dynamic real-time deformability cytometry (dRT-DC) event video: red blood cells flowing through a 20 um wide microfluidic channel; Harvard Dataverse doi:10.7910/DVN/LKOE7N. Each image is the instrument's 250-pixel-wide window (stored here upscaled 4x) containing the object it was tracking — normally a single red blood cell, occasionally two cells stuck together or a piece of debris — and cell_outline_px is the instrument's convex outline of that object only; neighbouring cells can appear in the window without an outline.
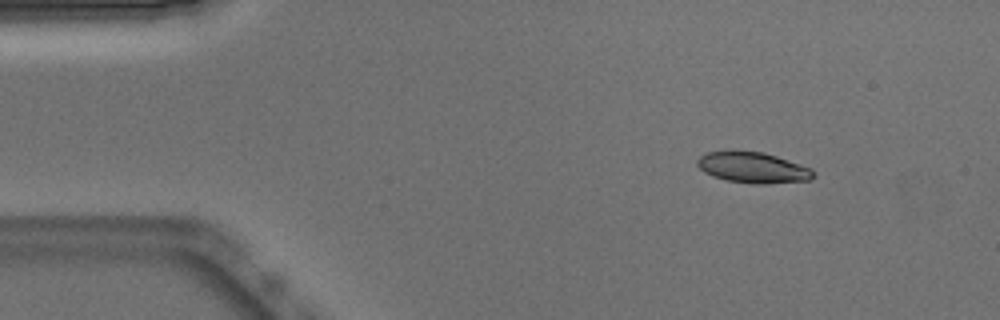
{"species": "Egyptian fruit bat (a non-hibernating species)", "species_latin": "Rousettus aegyptiacus", "temperature_condition": "warm", "stored_images_in_passage": 46, "camera_frame_rate_fps": 3000, "um_per_image_px": 0.085, "animal": {"sex": "male"}, "frame": {"image": 1, "passage_image": 1, "time_ms": 0.0, "image_size_px": [1000, 320], "cell_outline_px": [[812, 180], [764, 184], [752, 184], [728, 180], [712, 176], [704, 172], [696, 164], [696, 160], [700, 156], [708, 152], [736, 148], [764, 152], [812, 168]], "centroid_in_image_um": [63.94, 14.21], "position_along_channel_um": 21.1, "area_um2": 21.33}}
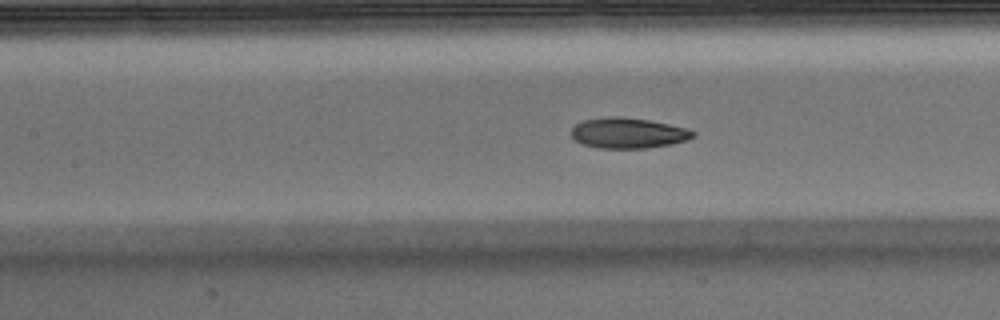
{"frame": {"image": 2, "passage_image": 17, "time_ms": 5.333, "image_size_px": [1000, 320], "cell_outline_px": [[696, 136], [688, 140], [672, 144], [644, 148], [600, 148], [584, 144], [576, 140], [572, 136], [572, 128], [576, 124], [584, 120], [612, 116], [616, 116], [648, 120], [668, 124], [684, 128], [696, 132]], "centroid_in_image_um": [53.42, 11.31], "position_along_channel_um": 154.0, "area_um2": 21.39}}
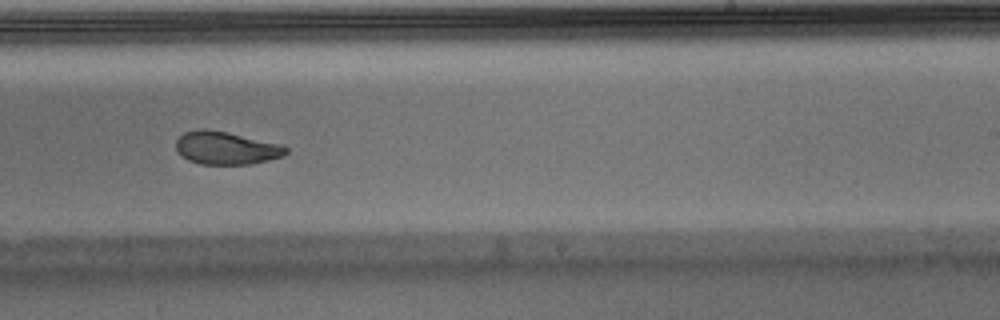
{"frame": {"image": 3, "passage_image": 26, "time_ms": 8.333, "image_size_px": [1000, 320], "cell_outline_px": [[288, 152], [284, 156], [268, 160], [248, 164], [200, 164], [188, 160], [176, 148], [176, 140], [184, 132], [204, 128], [228, 132], [284, 144], [288, 148]], "centroid_in_image_um": [19.27, 12.57], "position_along_channel_um": 269.7, "area_um2": 21.15}, "authors_computed_cell_mechanics": {"area_um2": 21.8484, "velocity_mm_per_s": 3.8666, "shape_relaxation_time_tau1_ms": 5.8463, "shape_relaxation_time_tau2_ms": 1.9619, "deformation_change_tau1": 0.1766, "deformation_change_tau2": 0.0663}}